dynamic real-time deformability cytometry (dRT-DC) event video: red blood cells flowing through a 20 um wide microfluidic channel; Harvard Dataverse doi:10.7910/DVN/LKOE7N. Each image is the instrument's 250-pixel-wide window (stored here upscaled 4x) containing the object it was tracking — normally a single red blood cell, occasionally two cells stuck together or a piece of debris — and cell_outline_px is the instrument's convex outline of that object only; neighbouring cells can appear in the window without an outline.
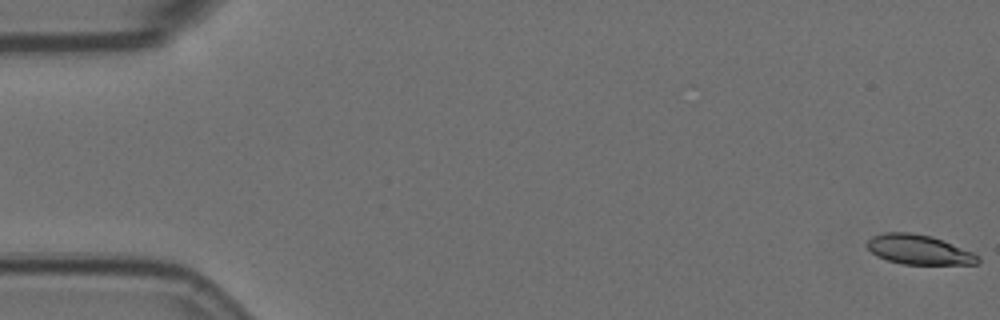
{"species": "Egyptian fruit bat (a non-hibernating species)", "species_latin": "Rousettus aegyptiacus", "temperature_condition": "room temperature", "stored_images_in_passage": 18, "camera_frame_rate_fps": 3000, "um_per_image_px": 0.085, "animal": {"sex": "female"}, "frame": {"image": 1, "passage_image": 1, "time_ms": 0.0, "image_size_px": [1000, 320], "cell_outline_px": [[980, 260], [976, 264], [904, 264], [888, 260], [876, 256], [864, 244], [872, 236], [884, 232], [912, 232], [932, 236], [972, 252], [980, 256]], "centroid_in_image_um": [78.07, 21.21], "position_along_channel_um": 6.9, "area_um2": 19.13}}